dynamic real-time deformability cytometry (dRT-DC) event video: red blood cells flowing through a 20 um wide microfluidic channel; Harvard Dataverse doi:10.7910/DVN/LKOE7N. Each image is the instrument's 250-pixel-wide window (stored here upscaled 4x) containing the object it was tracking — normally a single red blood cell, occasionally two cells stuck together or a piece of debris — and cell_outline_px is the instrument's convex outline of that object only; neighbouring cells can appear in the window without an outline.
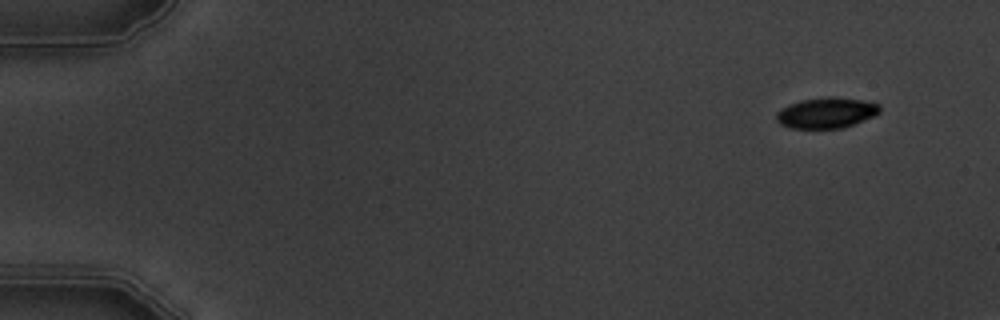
{"species": "common noctule bat (a hibernating species)", "species_latin": "Nyctalus noctula", "temperature_condition": "warm", "stored_images_in_passage": 5, "camera_frame_rate_fps": 3000, "um_per_image_px": 0.085, "animal": {"sex": "male", "body_mass_g": 19.5, "forearm_length_mm": 54.6}, "frame": {"image": 1, "passage_image": 1, "time_ms": 0.0, "image_size_px": [1000, 320], "cell_outline_px": [[880, 112], [872, 116], [844, 128], [792, 128], [780, 124], [776, 120], [776, 112], [780, 108], [788, 104], [800, 100], [828, 96], [836, 96], [864, 100], [880, 104]], "centroid_in_image_um": [70.22, 9.57], "position_along_channel_um": 14.8, "area_um2": 18.67}}